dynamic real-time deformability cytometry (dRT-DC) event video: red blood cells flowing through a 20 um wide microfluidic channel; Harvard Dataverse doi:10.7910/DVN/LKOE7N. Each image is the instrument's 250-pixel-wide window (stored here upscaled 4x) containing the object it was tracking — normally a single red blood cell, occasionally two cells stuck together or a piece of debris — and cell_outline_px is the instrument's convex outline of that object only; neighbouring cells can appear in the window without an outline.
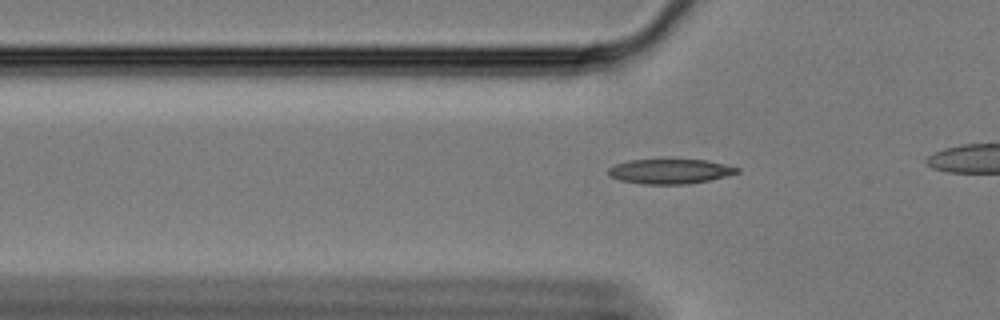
{"species": "Egyptian fruit bat (a non-hibernating species)", "species_latin": "Rousettus aegyptiacus", "temperature_condition": "cold", "stored_images_in_passage": 44, "camera_frame_rate_fps": 3000, "um_per_image_px": 0.085, "animal": {"sex": "female"}, "frame": {"image": 1, "passage_image": 15, "time_ms": 4.667, "image_size_px": [1000, 320], "cell_outline_px": [[740, 172], [728, 176], [688, 184], [644, 184], [620, 180], [608, 176], [608, 168], [616, 164], [628, 160], [708, 160], [740, 168]], "centroid_in_image_um": [56.96, 14.57], "position_along_channel_um": 68.8, "area_um2": 18.55}}
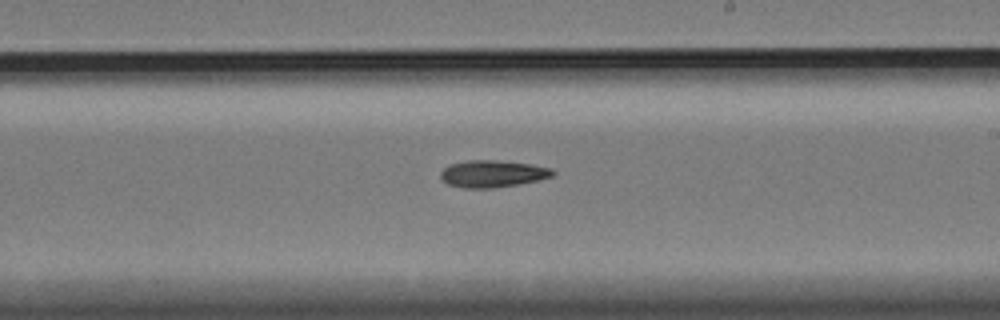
{"frame": {"image": 2, "passage_image": 31, "time_ms": 10.0, "image_size_px": [1000, 320], "cell_outline_px": [[556, 172], [552, 176], [520, 184], [492, 188], [464, 188], [448, 184], [440, 176], [440, 172], [448, 164], [468, 160], [496, 160], [528, 164], [552, 168]], "centroid_in_image_um": [41.85, 14.76], "position_along_channel_um": 247.2, "area_um2": 17.57}}
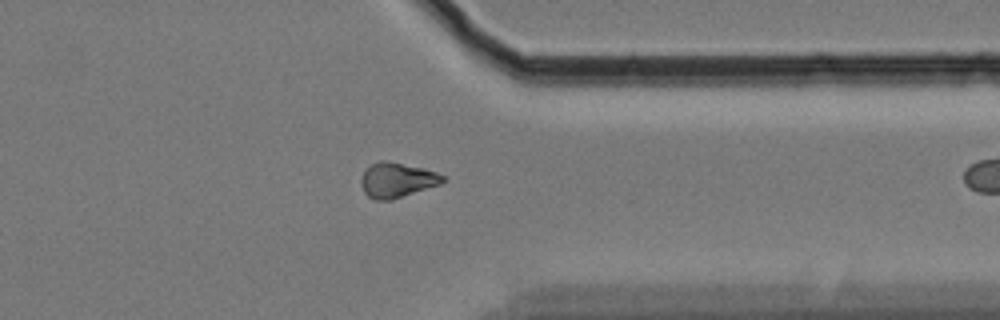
{"frame": {"image": 3, "passage_image": 43, "time_ms": 14.0, "image_size_px": [1000, 320], "cell_outline_px": [[448, 180], [440, 184], [392, 200], [372, 200], [364, 192], [360, 180], [364, 172], [372, 164], [380, 160], [384, 160], [424, 168], [436, 172], [444, 176]], "centroid_in_image_um": [33.76, 15.31], "position_along_channel_um": 377.6, "area_um2": 16.59}}